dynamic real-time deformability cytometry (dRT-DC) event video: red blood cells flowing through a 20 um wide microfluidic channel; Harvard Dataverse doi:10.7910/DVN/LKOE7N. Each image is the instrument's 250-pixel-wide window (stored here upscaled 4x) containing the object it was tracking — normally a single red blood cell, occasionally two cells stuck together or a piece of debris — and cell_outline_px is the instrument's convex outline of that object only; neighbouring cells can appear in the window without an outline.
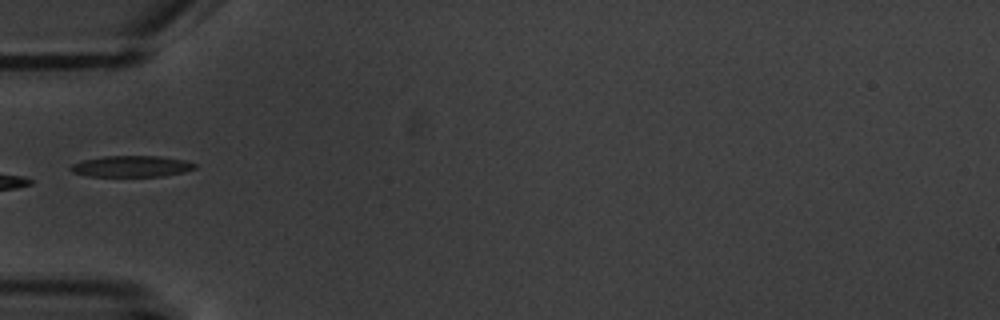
{"species": "common noctule bat (a hibernating species)", "species_latin": "Nyctalus noctula", "temperature_condition": "warm", "stored_images_in_passage": 2, "camera_frame_rate_fps": 3000, "um_per_image_px": 0.085, "animal": {"sex": "male", "body_mass_g": 20.1, "forearm_length_mm": 53.5}, "frame": {"image": 1, "passage_image": 2, "time_ms": 2.0, "image_size_px": [1000, 320], "cell_outline_px": [[196, 168], [184, 172], [164, 176], [88, 176], [72, 172], [68, 168], [72, 164], [84, 160], [104, 156], [160, 156], [184, 160], [196, 164]], "centroid_in_image_um": [11.18, 14.14], "position_along_channel_um": 73.8, "area_um2": 15.32}}